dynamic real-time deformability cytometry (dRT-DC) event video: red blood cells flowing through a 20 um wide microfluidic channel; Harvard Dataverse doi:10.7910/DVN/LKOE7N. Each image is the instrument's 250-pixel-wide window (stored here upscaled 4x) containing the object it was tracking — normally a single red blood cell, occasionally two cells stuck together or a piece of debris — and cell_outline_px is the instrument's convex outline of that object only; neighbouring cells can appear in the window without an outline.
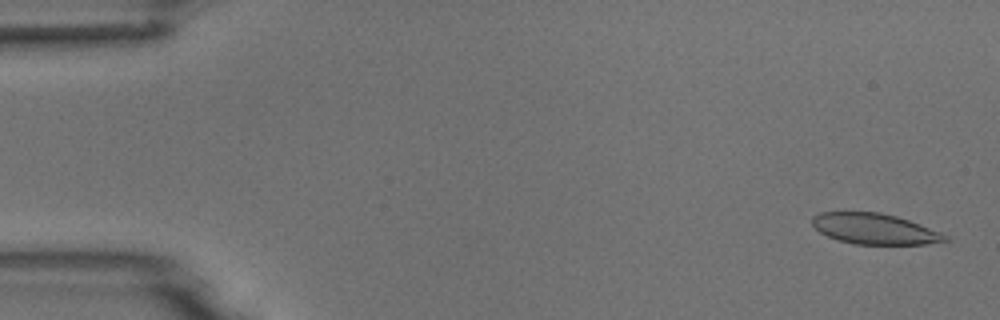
{"species": "common noctule bat (a hibernating species)", "species_latin": "Nyctalus noctula", "temperature_condition": "room temperature", "stored_images_in_passage": 7, "camera_frame_rate_fps": 3000, "um_per_image_px": 0.085, "animal": {"sex": "male", "body_mass_g": 18.8}, "frame": {"image": 1, "passage_image": 1, "time_ms": 0.0, "image_size_px": [1000, 320], "cell_outline_px": [[952, 240], [924, 244], [852, 244], [836, 240], [820, 232], [812, 224], [812, 216], [820, 212], [880, 212], [896, 216], [920, 224], [940, 232], [948, 236]], "centroid_in_image_um": [74.33, 19.45], "position_along_channel_um": 10.7, "area_um2": 23.81}}
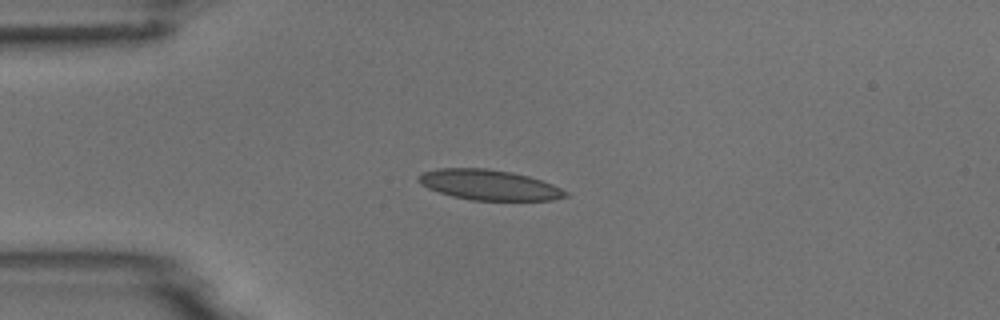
{"frame": {"image": 2, "passage_image": 4, "time_ms": 3.667, "image_size_px": [1000, 320], "cell_outline_px": [[568, 196], [552, 200], [472, 200], [452, 196], [428, 188], [420, 184], [416, 180], [416, 176], [424, 172], [436, 168], [488, 168], [512, 172], [528, 176], [552, 184], [568, 192]], "centroid_in_image_um": [41.53, 15.71], "position_along_channel_um": 43.5, "area_um2": 25.95}}